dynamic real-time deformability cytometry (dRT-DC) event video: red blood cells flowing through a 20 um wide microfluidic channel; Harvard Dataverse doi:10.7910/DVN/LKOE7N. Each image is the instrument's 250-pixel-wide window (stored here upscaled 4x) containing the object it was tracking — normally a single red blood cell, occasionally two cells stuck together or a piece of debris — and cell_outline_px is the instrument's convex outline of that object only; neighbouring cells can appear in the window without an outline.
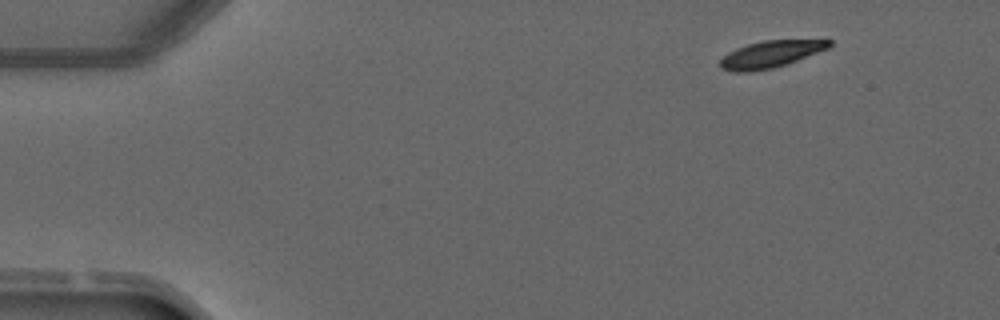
{"species": "common noctule bat (a hibernating species)", "species_latin": "Nyctalus noctula", "temperature_condition": "warm", "stored_images_in_passage": 4, "camera_frame_rate_fps": 3000, "um_per_image_px": 0.085, "animal": {"sex": "male", "forearm_length_mm": 52.5}, "frame": {"image": 1, "passage_image": 1, "time_ms": 0.0, "image_size_px": [1000, 320], "cell_outline_px": [[832, 44], [828, 48], [788, 64], [772, 68], [748, 72], [732, 72], [720, 68], [720, 60], [728, 52], [736, 48], [748, 44], [764, 40], [832, 40]], "centroid_in_image_um": [65.48, 4.62], "position_along_channel_um": 19.5, "area_um2": 17.05}}
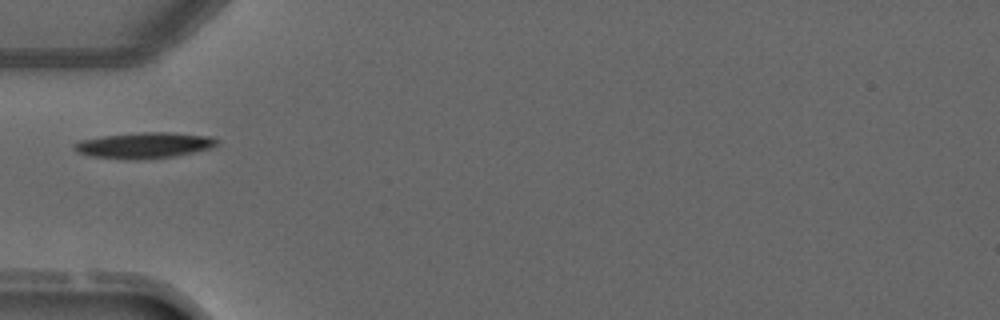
{"frame": {"image": 2, "passage_image": 4, "time_ms": 3.333, "image_size_px": [1000, 320], "cell_outline_px": [[220, 140], [212, 148], [172, 156], [136, 160], [88, 156], [76, 152], [72, 148], [72, 144], [80, 140], [100, 136], [140, 132], [172, 132], [212, 136]], "centroid_in_image_um": [12.22, 12.34], "position_along_channel_um": 72.8, "area_um2": 21.73}}